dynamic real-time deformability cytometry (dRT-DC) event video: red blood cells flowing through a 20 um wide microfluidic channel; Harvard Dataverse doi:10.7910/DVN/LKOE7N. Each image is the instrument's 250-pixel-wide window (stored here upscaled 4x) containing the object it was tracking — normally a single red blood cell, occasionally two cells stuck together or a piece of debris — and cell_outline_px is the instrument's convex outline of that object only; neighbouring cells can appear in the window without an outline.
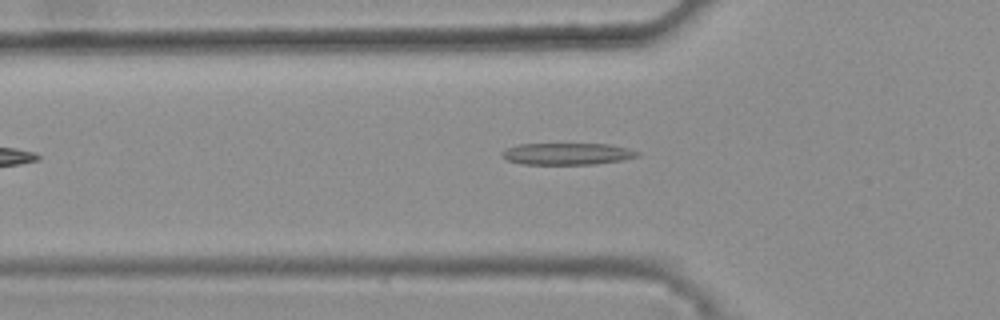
{"species": "common noctule bat (a hibernating species)", "species_latin": "Nyctalus noctula", "temperature_condition": "warm", "stored_images_in_passage": 28, "camera_frame_rate_fps": 3000, "um_per_image_px": 0.085, "animal": {"sex": "female", "body_mass_g": 25.1}, "frame": {"image": 1, "passage_image": 3, "time_ms": 0.667, "image_size_px": [1000, 320], "cell_outline_px": [[640, 156], [624, 160], [596, 164], [520, 164], [508, 160], [500, 156], [500, 152], [508, 148], [520, 144], [608, 144], [628, 148], [640, 152]], "centroid_in_image_um": [48.23, 13.08], "position_along_channel_um": 77.6, "area_um2": 17.28}}
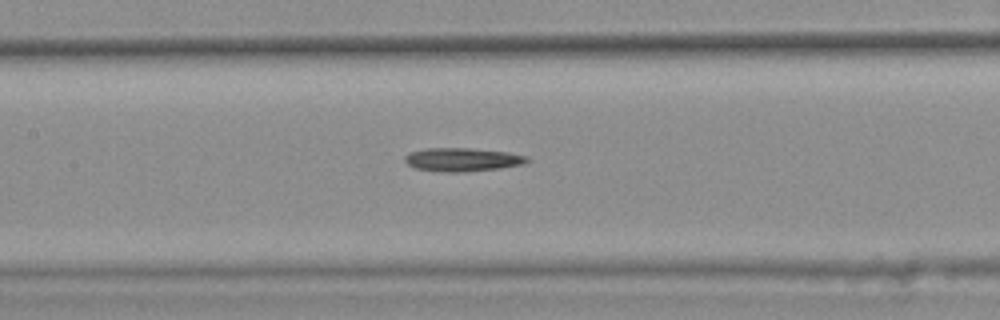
{"frame": {"image": 2, "passage_image": 10, "time_ms": 3.0, "image_size_px": [1000, 320], "cell_outline_px": [[528, 160], [524, 164], [500, 168], [464, 172], [444, 172], [416, 168], [408, 164], [404, 160], [404, 156], [408, 152], [424, 148], [472, 148], [508, 152], [528, 156]], "centroid_in_image_um": [39.28, 13.55], "position_along_channel_um": 168.1, "area_um2": 16.82}}
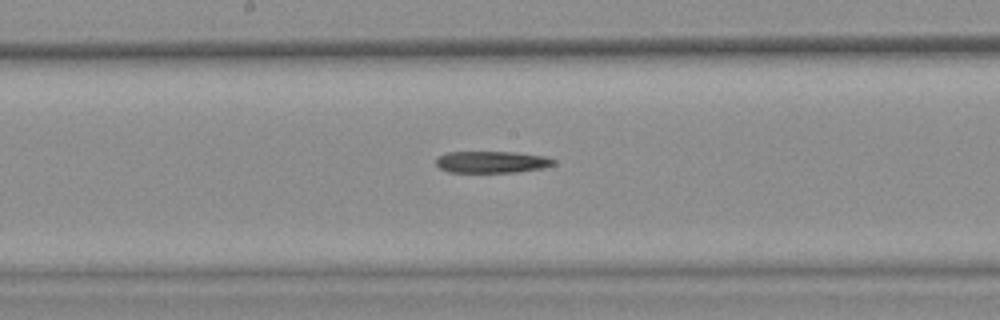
{"frame": {"image": 3, "passage_image": 13, "time_ms": 4.0, "image_size_px": [1000, 320], "cell_outline_px": [[556, 164], [544, 168], [516, 172], [448, 172], [440, 168], [436, 164], [436, 156], [448, 152], [516, 152], [548, 156], [556, 160]], "centroid_in_image_um": [41.84, 13.76], "position_along_channel_um": 206.4, "area_um2": 15.14}}